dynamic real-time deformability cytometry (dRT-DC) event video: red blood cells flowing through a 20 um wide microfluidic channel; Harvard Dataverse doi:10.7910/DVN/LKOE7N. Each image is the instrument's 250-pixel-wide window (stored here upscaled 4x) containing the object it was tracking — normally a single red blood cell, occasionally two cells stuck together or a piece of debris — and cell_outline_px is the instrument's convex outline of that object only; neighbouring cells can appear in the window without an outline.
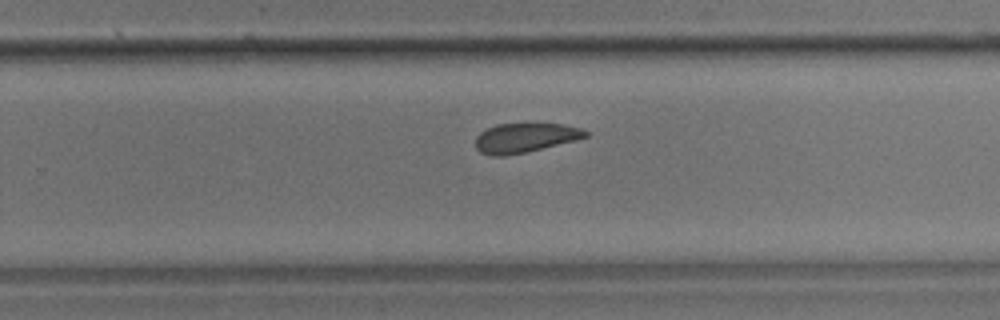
{"species": "common noctule bat (a hibernating species)", "species_latin": "Nyctalus noctula", "temperature_condition": "room temperature", "stored_images_in_passage": 23, "camera_frame_rate_fps": 3000, "um_per_image_px": 0.085, "animal": {"sex": "male", "body_mass_g": 17.9}, "frame": {"image": 1, "passage_image": 17, "time_ms": 5.333, "image_size_px": [1000, 320], "cell_outline_px": [[588, 136], [576, 140], [524, 152], [504, 156], [492, 156], [480, 152], [476, 148], [476, 136], [480, 132], [496, 124], [560, 124], [580, 128], [588, 132]], "centroid_in_image_um": [44.59, 11.71], "position_along_channel_um": 285.2, "area_um2": 18.55}}
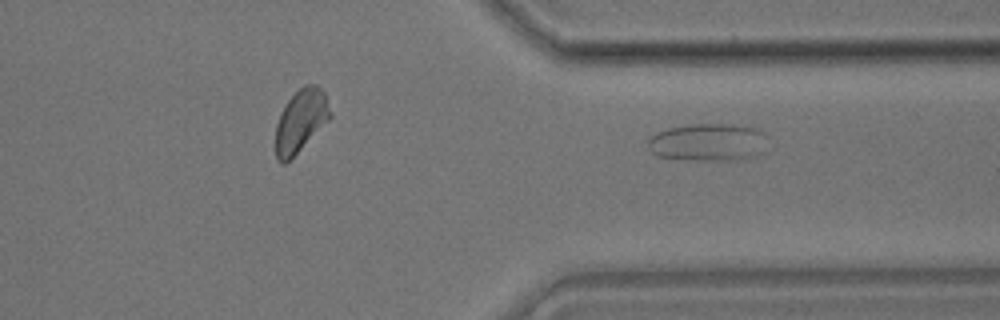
{"frame": {"image": 2, "passage_image": 23, "time_ms": 7.333, "image_size_px": [1000, 320], "cell_outline_px": [[764, 132], [760, 152], [752, 156], [732, 160], [688, 160], [656, 156], [648, 148], [648, 140], [656, 132], [668, 128], [688, 124], [732, 124], [756, 128]], "centroid_in_image_um": [60.08, 12.08], "position_along_channel_um": 351.3, "area_um2": 25.89}}